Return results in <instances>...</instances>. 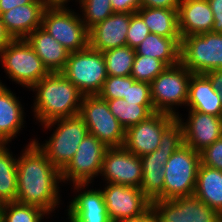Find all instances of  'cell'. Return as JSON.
<instances>
[{
  "instance_id": "6da1fadb",
  "label": "cell",
  "mask_w": 222,
  "mask_h": 222,
  "mask_svg": "<svg viewBox=\"0 0 222 222\" xmlns=\"http://www.w3.org/2000/svg\"><path fill=\"white\" fill-rule=\"evenodd\" d=\"M30 140L17 160L16 201L40 207L51 215L60 207L61 172L36 145L35 139Z\"/></svg>"
},
{
  "instance_id": "7a4b0ae2",
  "label": "cell",
  "mask_w": 222,
  "mask_h": 222,
  "mask_svg": "<svg viewBox=\"0 0 222 222\" xmlns=\"http://www.w3.org/2000/svg\"><path fill=\"white\" fill-rule=\"evenodd\" d=\"M33 114L38 123L79 114L83 94L61 72L49 73L36 83Z\"/></svg>"
},
{
  "instance_id": "3957f363",
  "label": "cell",
  "mask_w": 222,
  "mask_h": 222,
  "mask_svg": "<svg viewBox=\"0 0 222 222\" xmlns=\"http://www.w3.org/2000/svg\"><path fill=\"white\" fill-rule=\"evenodd\" d=\"M183 145V127L176 118L162 132L158 148L140 157L143 170L140 190L151 202L163 200L164 166L170 156Z\"/></svg>"
},
{
  "instance_id": "277c9868",
  "label": "cell",
  "mask_w": 222,
  "mask_h": 222,
  "mask_svg": "<svg viewBox=\"0 0 222 222\" xmlns=\"http://www.w3.org/2000/svg\"><path fill=\"white\" fill-rule=\"evenodd\" d=\"M57 125V127L55 126ZM43 128L53 129V134L45 143L36 145L46 154L50 162L61 172L76 153L79 144L89 133L85 122L79 115L58 118L42 124Z\"/></svg>"
},
{
  "instance_id": "5b68a950",
  "label": "cell",
  "mask_w": 222,
  "mask_h": 222,
  "mask_svg": "<svg viewBox=\"0 0 222 222\" xmlns=\"http://www.w3.org/2000/svg\"><path fill=\"white\" fill-rule=\"evenodd\" d=\"M8 78L30 89L50 72L26 39H13L0 54Z\"/></svg>"
},
{
  "instance_id": "8992f818",
  "label": "cell",
  "mask_w": 222,
  "mask_h": 222,
  "mask_svg": "<svg viewBox=\"0 0 222 222\" xmlns=\"http://www.w3.org/2000/svg\"><path fill=\"white\" fill-rule=\"evenodd\" d=\"M200 153L184 144L176 150L164 166L163 200L194 195Z\"/></svg>"
},
{
  "instance_id": "52a82bcc",
  "label": "cell",
  "mask_w": 222,
  "mask_h": 222,
  "mask_svg": "<svg viewBox=\"0 0 222 222\" xmlns=\"http://www.w3.org/2000/svg\"><path fill=\"white\" fill-rule=\"evenodd\" d=\"M85 95H98L108 75L102 52L88 46L69 54L61 72Z\"/></svg>"
},
{
  "instance_id": "ba28073f",
  "label": "cell",
  "mask_w": 222,
  "mask_h": 222,
  "mask_svg": "<svg viewBox=\"0 0 222 222\" xmlns=\"http://www.w3.org/2000/svg\"><path fill=\"white\" fill-rule=\"evenodd\" d=\"M192 74L180 62L175 66L167 67L150 83L151 98L156 112L179 116L176 108L186 106Z\"/></svg>"
},
{
  "instance_id": "9c48e42d",
  "label": "cell",
  "mask_w": 222,
  "mask_h": 222,
  "mask_svg": "<svg viewBox=\"0 0 222 222\" xmlns=\"http://www.w3.org/2000/svg\"><path fill=\"white\" fill-rule=\"evenodd\" d=\"M88 132L108 148L122 147L125 142V129L111 113L107 100L98 95L83 96L79 114Z\"/></svg>"
},
{
  "instance_id": "30bf717a",
  "label": "cell",
  "mask_w": 222,
  "mask_h": 222,
  "mask_svg": "<svg viewBox=\"0 0 222 222\" xmlns=\"http://www.w3.org/2000/svg\"><path fill=\"white\" fill-rule=\"evenodd\" d=\"M180 62L194 74L222 70V34L208 32L183 37Z\"/></svg>"
},
{
  "instance_id": "8fae6325",
  "label": "cell",
  "mask_w": 222,
  "mask_h": 222,
  "mask_svg": "<svg viewBox=\"0 0 222 222\" xmlns=\"http://www.w3.org/2000/svg\"><path fill=\"white\" fill-rule=\"evenodd\" d=\"M42 28L70 53L89 46V30L80 14L69 7L45 8Z\"/></svg>"
},
{
  "instance_id": "7c38bea8",
  "label": "cell",
  "mask_w": 222,
  "mask_h": 222,
  "mask_svg": "<svg viewBox=\"0 0 222 222\" xmlns=\"http://www.w3.org/2000/svg\"><path fill=\"white\" fill-rule=\"evenodd\" d=\"M107 149L108 147L105 144L88 133L79 144L73 158L61 171L62 182L67 184L68 181L73 184H91L94 178L101 174Z\"/></svg>"
},
{
  "instance_id": "4fadbf2b",
  "label": "cell",
  "mask_w": 222,
  "mask_h": 222,
  "mask_svg": "<svg viewBox=\"0 0 222 222\" xmlns=\"http://www.w3.org/2000/svg\"><path fill=\"white\" fill-rule=\"evenodd\" d=\"M150 210L156 222H221V214L195 195L155 200Z\"/></svg>"
},
{
  "instance_id": "5bb4252c",
  "label": "cell",
  "mask_w": 222,
  "mask_h": 222,
  "mask_svg": "<svg viewBox=\"0 0 222 222\" xmlns=\"http://www.w3.org/2000/svg\"><path fill=\"white\" fill-rule=\"evenodd\" d=\"M105 186L101 191L112 222L139 218L150 210L151 201L140 188L113 183Z\"/></svg>"
},
{
  "instance_id": "9a60e30c",
  "label": "cell",
  "mask_w": 222,
  "mask_h": 222,
  "mask_svg": "<svg viewBox=\"0 0 222 222\" xmlns=\"http://www.w3.org/2000/svg\"><path fill=\"white\" fill-rule=\"evenodd\" d=\"M100 176L106 183L140 188L143 176L141 159L124 146L108 148Z\"/></svg>"
},
{
  "instance_id": "2e32d148",
  "label": "cell",
  "mask_w": 222,
  "mask_h": 222,
  "mask_svg": "<svg viewBox=\"0 0 222 222\" xmlns=\"http://www.w3.org/2000/svg\"><path fill=\"white\" fill-rule=\"evenodd\" d=\"M174 115L155 112L146 120L129 127L125 131L124 147L131 153L142 157L156 150L162 132L176 119Z\"/></svg>"
},
{
  "instance_id": "e0dca14e",
  "label": "cell",
  "mask_w": 222,
  "mask_h": 222,
  "mask_svg": "<svg viewBox=\"0 0 222 222\" xmlns=\"http://www.w3.org/2000/svg\"><path fill=\"white\" fill-rule=\"evenodd\" d=\"M181 115L177 118L183 127L184 144L196 152L200 153L222 137V117L195 110L188 111L187 120H183Z\"/></svg>"
},
{
  "instance_id": "ac0fdd59",
  "label": "cell",
  "mask_w": 222,
  "mask_h": 222,
  "mask_svg": "<svg viewBox=\"0 0 222 222\" xmlns=\"http://www.w3.org/2000/svg\"><path fill=\"white\" fill-rule=\"evenodd\" d=\"M78 195L69 202L67 216L74 222H112L108 216L101 189H89V184H73ZM88 188V190H87ZM82 190V191H81Z\"/></svg>"
},
{
  "instance_id": "d6986e66",
  "label": "cell",
  "mask_w": 222,
  "mask_h": 222,
  "mask_svg": "<svg viewBox=\"0 0 222 222\" xmlns=\"http://www.w3.org/2000/svg\"><path fill=\"white\" fill-rule=\"evenodd\" d=\"M132 13H113L89 30V46L100 52L127 45Z\"/></svg>"
},
{
  "instance_id": "ffe728a7",
  "label": "cell",
  "mask_w": 222,
  "mask_h": 222,
  "mask_svg": "<svg viewBox=\"0 0 222 222\" xmlns=\"http://www.w3.org/2000/svg\"><path fill=\"white\" fill-rule=\"evenodd\" d=\"M177 16L182 38L212 32L214 17L208 0H181Z\"/></svg>"
},
{
  "instance_id": "44dd1931",
  "label": "cell",
  "mask_w": 222,
  "mask_h": 222,
  "mask_svg": "<svg viewBox=\"0 0 222 222\" xmlns=\"http://www.w3.org/2000/svg\"><path fill=\"white\" fill-rule=\"evenodd\" d=\"M45 8L40 0H33L4 12L1 19L13 39H25L36 28L42 27Z\"/></svg>"
},
{
  "instance_id": "7402d4cb",
  "label": "cell",
  "mask_w": 222,
  "mask_h": 222,
  "mask_svg": "<svg viewBox=\"0 0 222 222\" xmlns=\"http://www.w3.org/2000/svg\"><path fill=\"white\" fill-rule=\"evenodd\" d=\"M18 99L0 80V144L10 143L25 126L24 108Z\"/></svg>"
},
{
  "instance_id": "603a6c76",
  "label": "cell",
  "mask_w": 222,
  "mask_h": 222,
  "mask_svg": "<svg viewBox=\"0 0 222 222\" xmlns=\"http://www.w3.org/2000/svg\"><path fill=\"white\" fill-rule=\"evenodd\" d=\"M25 39L50 73L64 70L70 52L45 29L36 28Z\"/></svg>"
},
{
  "instance_id": "cb8c5ba5",
  "label": "cell",
  "mask_w": 222,
  "mask_h": 222,
  "mask_svg": "<svg viewBox=\"0 0 222 222\" xmlns=\"http://www.w3.org/2000/svg\"><path fill=\"white\" fill-rule=\"evenodd\" d=\"M186 106L188 110L222 117L221 96L205 74L191 75Z\"/></svg>"
},
{
  "instance_id": "d4e9b609",
  "label": "cell",
  "mask_w": 222,
  "mask_h": 222,
  "mask_svg": "<svg viewBox=\"0 0 222 222\" xmlns=\"http://www.w3.org/2000/svg\"><path fill=\"white\" fill-rule=\"evenodd\" d=\"M182 38H168L154 33L149 35L135 49L136 55L151 56L163 61L168 67L180 63Z\"/></svg>"
},
{
  "instance_id": "484cf974",
  "label": "cell",
  "mask_w": 222,
  "mask_h": 222,
  "mask_svg": "<svg viewBox=\"0 0 222 222\" xmlns=\"http://www.w3.org/2000/svg\"><path fill=\"white\" fill-rule=\"evenodd\" d=\"M194 195L222 214V171L200 163Z\"/></svg>"
},
{
  "instance_id": "4316f807",
  "label": "cell",
  "mask_w": 222,
  "mask_h": 222,
  "mask_svg": "<svg viewBox=\"0 0 222 222\" xmlns=\"http://www.w3.org/2000/svg\"><path fill=\"white\" fill-rule=\"evenodd\" d=\"M137 13L142 17L150 33L168 38H182L176 9L141 7Z\"/></svg>"
},
{
  "instance_id": "83f0119b",
  "label": "cell",
  "mask_w": 222,
  "mask_h": 222,
  "mask_svg": "<svg viewBox=\"0 0 222 222\" xmlns=\"http://www.w3.org/2000/svg\"><path fill=\"white\" fill-rule=\"evenodd\" d=\"M7 145L0 144V204L16 201L17 196L18 157L12 154Z\"/></svg>"
},
{
  "instance_id": "f1b7e54d",
  "label": "cell",
  "mask_w": 222,
  "mask_h": 222,
  "mask_svg": "<svg viewBox=\"0 0 222 222\" xmlns=\"http://www.w3.org/2000/svg\"><path fill=\"white\" fill-rule=\"evenodd\" d=\"M104 100H107L111 113L125 130L156 112L153 104H131L121 98Z\"/></svg>"
},
{
  "instance_id": "f546056e",
  "label": "cell",
  "mask_w": 222,
  "mask_h": 222,
  "mask_svg": "<svg viewBox=\"0 0 222 222\" xmlns=\"http://www.w3.org/2000/svg\"><path fill=\"white\" fill-rule=\"evenodd\" d=\"M47 215L40 207L17 201L0 204V222H43Z\"/></svg>"
},
{
  "instance_id": "4dcf8cb0",
  "label": "cell",
  "mask_w": 222,
  "mask_h": 222,
  "mask_svg": "<svg viewBox=\"0 0 222 222\" xmlns=\"http://www.w3.org/2000/svg\"><path fill=\"white\" fill-rule=\"evenodd\" d=\"M108 76H130L136 51L128 45L102 52Z\"/></svg>"
},
{
  "instance_id": "1f68e13d",
  "label": "cell",
  "mask_w": 222,
  "mask_h": 222,
  "mask_svg": "<svg viewBox=\"0 0 222 222\" xmlns=\"http://www.w3.org/2000/svg\"><path fill=\"white\" fill-rule=\"evenodd\" d=\"M80 6V16L84 25L90 30L114 13L111 0H76Z\"/></svg>"
},
{
  "instance_id": "d6a6232c",
  "label": "cell",
  "mask_w": 222,
  "mask_h": 222,
  "mask_svg": "<svg viewBox=\"0 0 222 222\" xmlns=\"http://www.w3.org/2000/svg\"><path fill=\"white\" fill-rule=\"evenodd\" d=\"M168 66L151 56L135 55L131 76L136 81L151 83Z\"/></svg>"
},
{
  "instance_id": "836d02e7",
  "label": "cell",
  "mask_w": 222,
  "mask_h": 222,
  "mask_svg": "<svg viewBox=\"0 0 222 222\" xmlns=\"http://www.w3.org/2000/svg\"><path fill=\"white\" fill-rule=\"evenodd\" d=\"M123 99L131 104H153L150 83L136 81L131 75L127 76V92Z\"/></svg>"
},
{
  "instance_id": "e575fe53",
  "label": "cell",
  "mask_w": 222,
  "mask_h": 222,
  "mask_svg": "<svg viewBox=\"0 0 222 222\" xmlns=\"http://www.w3.org/2000/svg\"><path fill=\"white\" fill-rule=\"evenodd\" d=\"M127 92V76H108L98 96L102 99H123Z\"/></svg>"
},
{
  "instance_id": "d590c367",
  "label": "cell",
  "mask_w": 222,
  "mask_h": 222,
  "mask_svg": "<svg viewBox=\"0 0 222 222\" xmlns=\"http://www.w3.org/2000/svg\"><path fill=\"white\" fill-rule=\"evenodd\" d=\"M149 33V28L144 23L142 17L137 12L132 13L126 36L127 45L135 50Z\"/></svg>"
},
{
  "instance_id": "8d00e7d4",
  "label": "cell",
  "mask_w": 222,
  "mask_h": 222,
  "mask_svg": "<svg viewBox=\"0 0 222 222\" xmlns=\"http://www.w3.org/2000/svg\"><path fill=\"white\" fill-rule=\"evenodd\" d=\"M202 165L222 171V137L200 152Z\"/></svg>"
},
{
  "instance_id": "74e56055",
  "label": "cell",
  "mask_w": 222,
  "mask_h": 222,
  "mask_svg": "<svg viewBox=\"0 0 222 222\" xmlns=\"http://www.w3.org/2000/svg\"><path fill=\"white\" fill-rule=\"evenodd\" d=\"M114 13H134L141 8V0H111Z\"/></svg>"
},
{
  "instance_id": "f35d334b",
  "label": "cell",
  "mask_w": 222,
  "mask_h": 222,
  "mask_svg": "<svg viewBox=\"0 0 222 222\" xmlns=\"http://www.w3.org/2000/svg\"><path fill=\"white\" fill-rule=\"evenodd\" d=\"M214 17L212 32L222 34V0H208Z\"/></svg>"
},
{
  "instance_id": "ab89813d",
  "label": "cell",
  "mask_w": 222,
  "mask_h": 222,
  "mask_svg": "<svg viewBox=\"0 0 222 222\" xmlns=\"http://www.w3.org/2000/svg\"><path fill=\"white\" fill-rule=\"evenodd\" d=\"M180 3L181 0H141V7L178 10Z\"/></svg>"
},
{
  "instance_id": "60d3db41",
  "label": "cell",
  "mask_w": 222,
  "mask_h": 222,
  "mask_svg": "<svg viewBox=\"0 0 222 222\" xmlns=\"http://www.w3.org/2000/svg\"><path fill=\"white\" fill-rule=\"evenodd\" d=\"M205 75L212 82L213 88L220 94L222 101V70H211L206 72Z\"/></svg>"
},
{
  "instance_id": "b9f144b4",
  "label": "cell",
  "mask_w": 222,
  "mask_h": 222,
  "mask_svg": "<svg viewBox=\"0 0 222 222\" xmlns=\"http://www.w3.org/2000/svg\"><path fill=\"white\" fill-rule=\"evenodd\" d=\"M32 1L33 0H0V16L16 6L26 5Z\"/></svg>"
},
{
  "instance_id": "7bdbcfd3",
  "label": "cell",
  "mask_w": 222,
  "mask_h": 222,
  "mask_svg": "<svg viewBox=\"0 0 222 222\" xmlns=\"http://www.w3.org/2000/svg\"><path fill=\"white\" fill-rule=\"evenodd\" d=\"M13 40L12 36L7 32L0 16V54L3 49Z\"/></svg>"
},
{
  "instance_id": "ee69618b",
  "label": "cell",
  "mask_w": 222,
  "mask_h": 222,
  "mask_svg": "<svg viewBox=\"0 0 222 222\" xmlns=\"http://www.w3.org/2000/svg\"><path fill=\"white\" fill-rule=\"evenodd\" d=\"M116 222H156L155 217L151 210L139 218L135 219H124Z\"/></svg>"
},
{
  "instance_id": "f6af8a7d",
  "label": "cell",
  "mask_w": 222,
  "mask_h": 222,
  "mask_svg": "<svg viewBox=\"0 0 222 222\" xmlns=\"http://www.w3.org/2000/svg\"><path fill=\"white\" fill-rule=\"evenodd\" d=\"M46 8L67 7L70 0H40Z\"/></svg>"
}]
</instances>
